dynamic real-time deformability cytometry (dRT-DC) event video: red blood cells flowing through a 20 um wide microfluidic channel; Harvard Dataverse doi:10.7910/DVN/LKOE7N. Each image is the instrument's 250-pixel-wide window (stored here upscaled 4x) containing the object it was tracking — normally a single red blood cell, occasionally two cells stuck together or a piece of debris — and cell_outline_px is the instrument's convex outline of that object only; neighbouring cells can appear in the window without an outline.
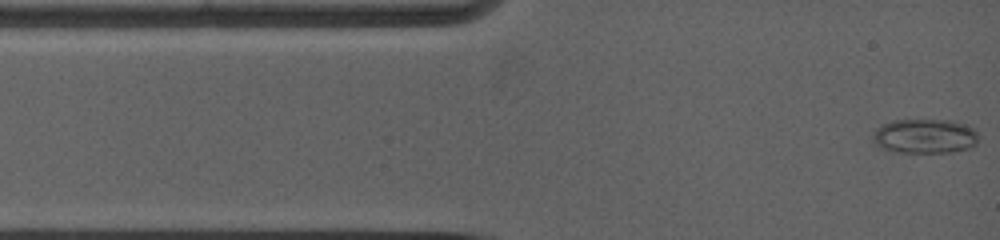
{"species": "common noctule bat (a hibernating species)", "species_latin": "Nyctalus noctula", "temperature_condition": "warm", "stored_images_in_passage": 50, "camera_frame_rate_fps": 5000, "um_per_image_px": 0.085, "animal": {"sex": "female", "body_mass_g": 19.0, "forearm_length_mm": 53.3}, "frame": {"image": 1, "passage_image": 1, "time_ms": 0.0, "image_size_px": [1000, 240], "cell_outline_px": [[976, 140], [972, 144], [964, 148], [948, 152], [904, 152], [888, 148], [880, 144], [876, 136], [876, 132], [884, 124], [896, 120], [932, 120], [960, 124], [972, 128], [976, 136]], "centroid_in_image_um": [78.64, 11.57], "position_along_channel_um": 6.4, "area_um2": 19.42}}
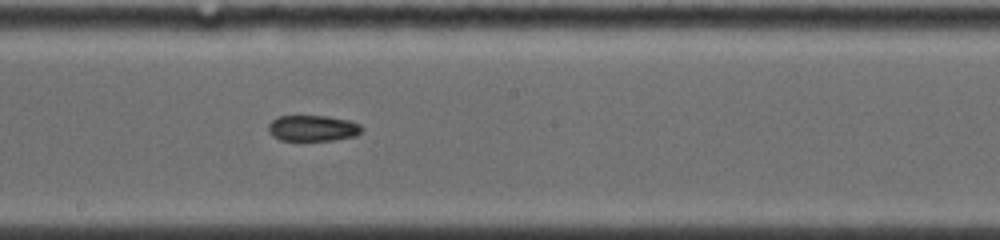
{"frame": {"image": 2, "passage_image": 23, "time_ms": 6.8, "image_size_px": [1000, 240], "cell_outline_px": [[360, 132], [352, 136], [332, 140], [280, 140], [268, 128], [268, 124], [272, 120], [280, 116], [324, 116], [348, 120], [360, 124]], "centroid_in_image_um": [26.57, 10.88], "position_along_channel_um": 221.6, "area_um2": 13.64}}
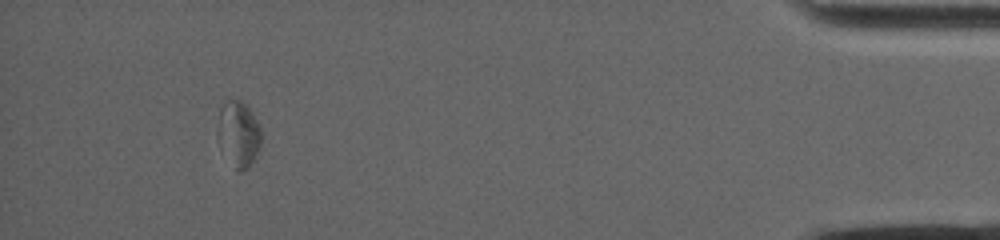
{"frame": {"image": 3, "passage_image": 43, "time_ms": 14.0, "image_size_px": [1000, 240], "cell_outline_px": [[260, 144], [248, 168], [240, 172], [236, 172], [220, 120], [220, 108], [224, 100], [240, 100], [252, 112], [260, 128]], "centroid_in_image_um": [20.4, 11.29], "position_along_channel_um": 414.8, "area_um2": 14.51}}